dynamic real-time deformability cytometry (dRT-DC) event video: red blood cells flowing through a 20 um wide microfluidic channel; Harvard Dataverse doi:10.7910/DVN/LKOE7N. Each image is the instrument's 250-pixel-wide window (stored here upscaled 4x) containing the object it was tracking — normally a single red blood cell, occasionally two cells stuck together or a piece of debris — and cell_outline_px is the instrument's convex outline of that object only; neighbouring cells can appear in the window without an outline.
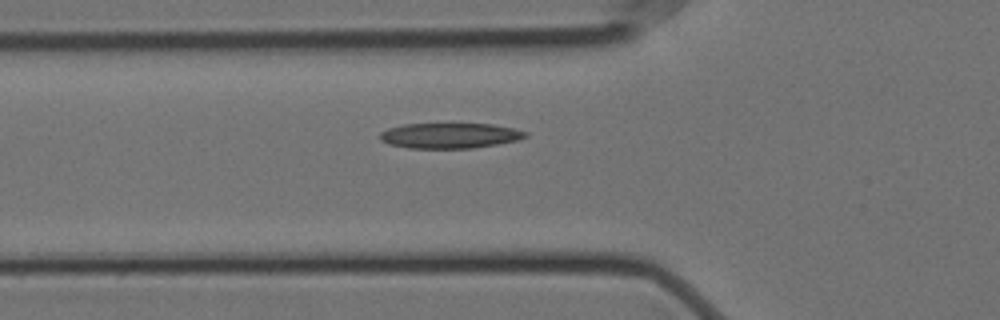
{"species": "Egyptian fruit bat (a non-hibernating species)", "species_latin": "Rousettus aegyptiacus", "temperature_condition": "cold", "stored_images_in_passage": 8, "camera_frame_rate_fps": 3000, "um_per_image_px": 0.085, "animal": {"sex": "female"}, "frame": {"image": 1, "passage_image": 8, "time_ms": 2.333, "image_size_px": [1000, 320], "cell_outline_px": [[528, 136], [516, 140], [496, 144], [472, 148], [408, 148], [388, 144], [380, 140], [380, 132], [388, 128], [404, 124], [492, 124], [512, 128], [528, 132]], "centroid_in_image_um": [38.2, 11.53], "position_along_channel_um": 87.6, "area_um2": 21.39}}